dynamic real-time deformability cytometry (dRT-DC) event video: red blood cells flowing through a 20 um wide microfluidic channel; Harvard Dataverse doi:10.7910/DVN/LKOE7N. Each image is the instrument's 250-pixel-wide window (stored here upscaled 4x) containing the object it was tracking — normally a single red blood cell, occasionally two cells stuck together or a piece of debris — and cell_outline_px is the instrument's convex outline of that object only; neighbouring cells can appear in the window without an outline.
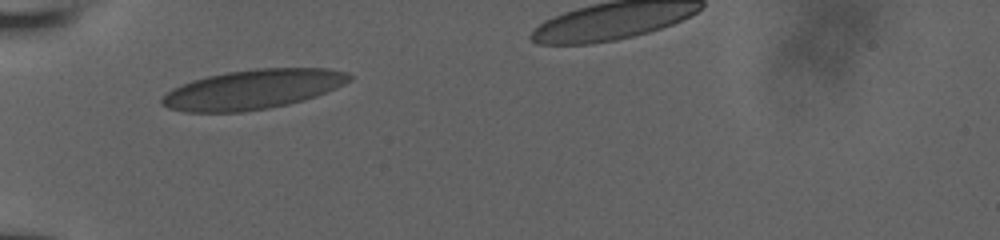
{"species": "human", "species_latin": "Homo sapiens", "temperature_condition": "room temperature", "stored_images_in_passage": 30, "camera_frame_rate_fps": 3000, "um_per_image_px": 0.085, "donor": {"sex": "male"}, "frame": {"image": 1, "passage_image": 1, "time_ms": 0.0, "image_size_px": [1000, 240], "cell_outline_px": [[352, 80], [336, 88], [316, 96], [304, 100], [288, 104], [268, 108], [240, 112], [184, 112], [168, 108], [160, 104], [160, 100], [172, 88], [180, 84], [192, 80], [208, 76], [228, 72], [256, 68], [328, 68], [348, 72], [352, 76]], "centroid_in_image_um": [21.5, 7.59], "position_along_channel_um": 63.5, "area_um2": 43.29}}
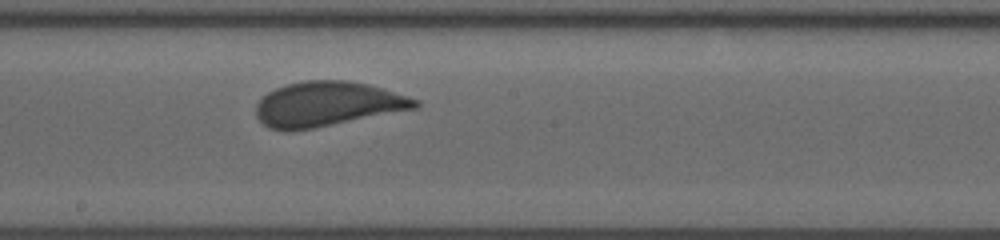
{"frame": {"image": 2, "passage_image": 18, "time_ms": 4.333, "image_size_px": [1000, 240], "cell_outline_px": [[420, 108], [312, 128], [288, 132], [268, 128], [256, 116], [256, 104], [268, 92], [276, 88], [288, 84], [304, 80], [348, 80], [368, 84], [384, 88], [420, 100]], "centroid_in_image_um": [27.86, 8.84], "position_along_channel_um": 220.3, "area_um2": 41.67}}
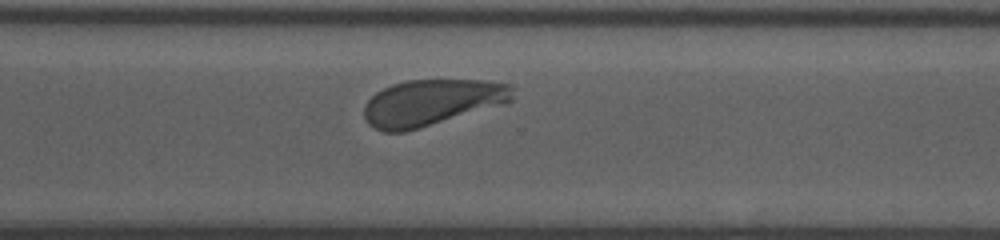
{"frame": {"image": 3, "passage_image": 29, "time_ms": 7.333, "image_size_px": [1000, 240], "cell_outline_px": [[512, 100], [420, 128], [404, 132], [384, 132], [368, 124], [364, 116], [364, 108], [368, 100], [376, 92], [392, 84], [408, 80], [484, 80], [512, 84]], "centroid_in_image_um": [36.64, 8.7], "position_along_channel_um": 334.0, "area_um2": 39.42}}